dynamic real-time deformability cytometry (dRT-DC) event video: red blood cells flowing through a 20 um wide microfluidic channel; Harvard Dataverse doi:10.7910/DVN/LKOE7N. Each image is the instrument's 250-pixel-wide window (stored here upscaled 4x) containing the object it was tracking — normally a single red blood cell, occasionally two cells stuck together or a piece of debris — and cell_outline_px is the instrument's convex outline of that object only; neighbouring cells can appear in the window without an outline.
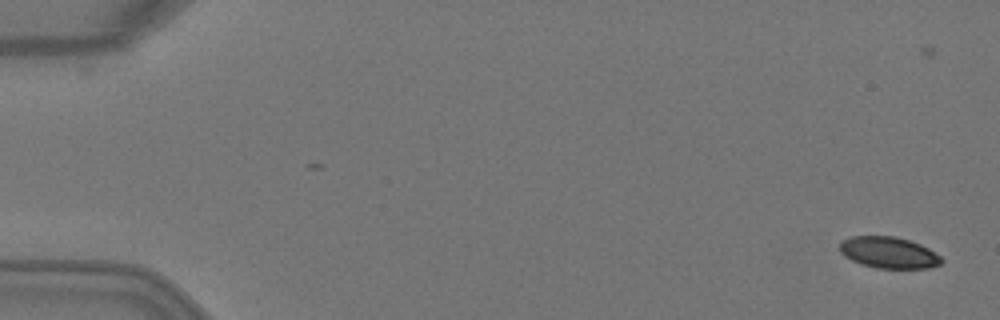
{"species": "Egyptian fruit bat (a non-hibernating species)", "species_latin": "Rousettus aegyptiacus", "temperature_condition": "warm", "stored_images_in_passage": 5, "camera_frame_rate_fps": 3000, "um_per_image_px": 0.085, "animal": {"sex": "female"}, "frame": {"image": 1, "passage_image": 1, "time_ms": 0.0, "image_size_px": [1000, 320], "cell_outline_px": [[944, 260], [940, 264], [928, 268], [876, 268], [860, 264], [844, 256], [840, 252], [840, 244], [844, 240], [852, 236], [896, 236], [920, 244], [928, 248], [940, 256]], "centroid_in_image_um": [75.54, 21.47], "position_along_channel_um": 9.5, "area_um2": 18.55}}
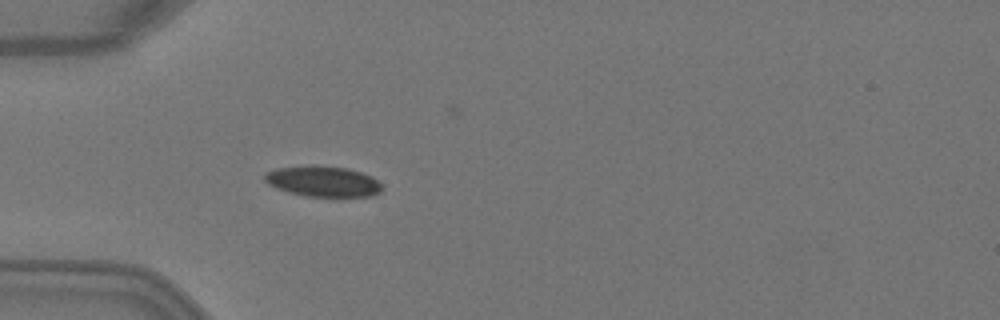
{"frame": {"image": 2, "passage_image": 5, "time_ms": 1.333, "image_size_px": [1000, 320], "cell_outline_px": [[384, 188], [380, 192], [372, 196], [308, 196], [288, 192], [276, 188], [268, 184], [264, 180], [264, 172], [276, 168], [312, 164], [348, 168], [372, 176]], "centroid_in_image_um": [27.42, 15.4], "position_along_channel_um": 57.6, "area_um2": 21.15}}